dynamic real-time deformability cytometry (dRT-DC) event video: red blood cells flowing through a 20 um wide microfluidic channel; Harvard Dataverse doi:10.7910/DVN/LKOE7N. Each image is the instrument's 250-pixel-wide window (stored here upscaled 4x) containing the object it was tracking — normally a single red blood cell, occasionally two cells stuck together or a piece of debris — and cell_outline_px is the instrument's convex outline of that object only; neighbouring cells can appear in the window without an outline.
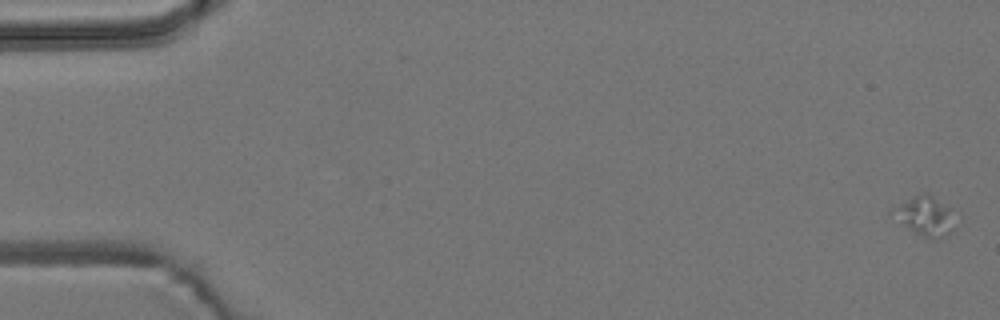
{"species": "common noctule bat (a hibernating species)", "species_latin": "Nyctalus noctula", "temperature_condition": "room temperature", "stored_images_in_passage": 8, "camera_frame_rate_fps": 3000, "um_per_image_px": 0.085, "animal": {"sex": "male", "body_mass_g": 19.2, "forearm_length_mm": 51.8}, "frame": {"image": 1, "passage_image": 1, "time_ms": 0.0, "image_size_px": [1000, 320], "cell_outline_px": [[952, 232], [940, 240], [932, 240], [908, 228], [888, 216], [888, 212], [892, 208], [912, 196], [924, 192], [932, 196], [948, 208]], "centroid_in_image_um": [78.5, 18.38], "position_along_channel_um": 6.5, "area_um2": 13.99}}